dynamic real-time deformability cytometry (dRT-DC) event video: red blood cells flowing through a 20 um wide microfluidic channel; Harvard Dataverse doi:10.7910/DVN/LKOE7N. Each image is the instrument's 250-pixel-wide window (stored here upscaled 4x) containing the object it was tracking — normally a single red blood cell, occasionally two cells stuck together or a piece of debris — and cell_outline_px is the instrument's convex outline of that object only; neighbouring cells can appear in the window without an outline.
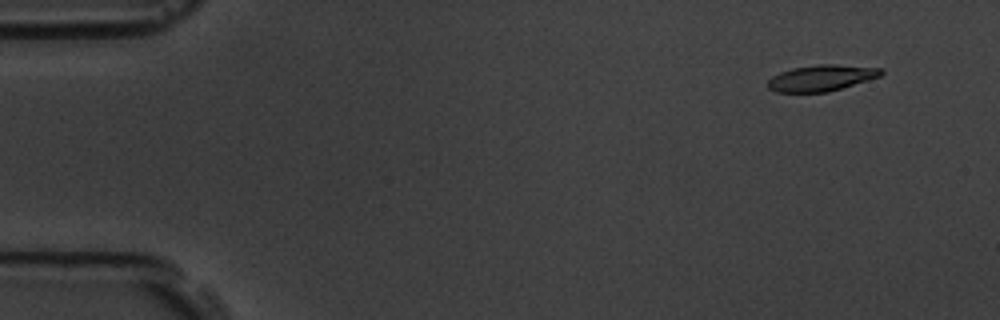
{"species": "common noctule bat (a hibernating species)", "species_latin": "Nyctalus noctula", "temperature_condition": "room temperature", "stored_images_in_passage": 6, "camera_frame_rate_fps": 3000, "um_per_image_px": 0.085, "animal": {"sex": "male", "body_mass_g": 19.5, "forearm_length_mm": 54.6}, "frame": {"image": 1, "passage_image": 2, "time_ms": 0.333, "image_size_px": [1000, 320], "cell_outline_px": [[884, 72], [880, 76], [828, 92], [776, 92], [768, 88], [768, 80], [772, 76], [780, 72], [792, 68], [816, 64], [836, 64], [884, 68]], "centroid_in_image_um": [69.82, 6.61], "position_along_channel_um": 15.2, "area_um2": 17.28}}
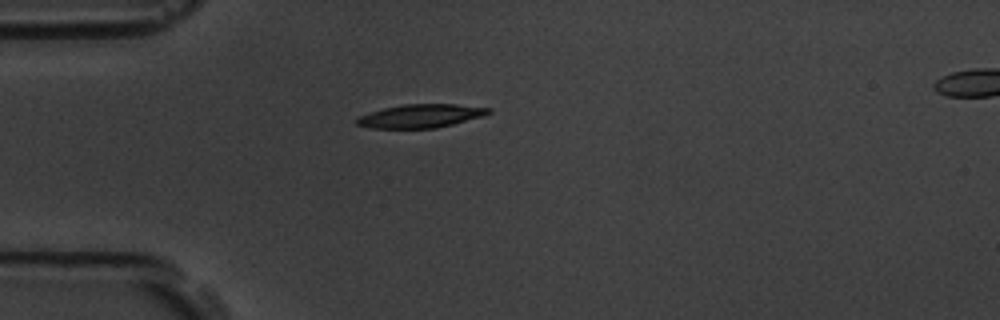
{"frame": {"image": 2, "passage_image": 5, "time_ms": 1.333, "image_size_px": [1000, 320], "cell_outline_px": [[492, 112], [480, 116], [452, 124], [436, 128], [368, 128], [356, 124], [356, 120], [360, 116], [368, 112], [384, 108], [404, 104], [456, 104], [492, 108]], "centroid_in_image_um": [35.73, 9.85], "position_along_channel_um": 49.3, "area_um2": 17.86}}